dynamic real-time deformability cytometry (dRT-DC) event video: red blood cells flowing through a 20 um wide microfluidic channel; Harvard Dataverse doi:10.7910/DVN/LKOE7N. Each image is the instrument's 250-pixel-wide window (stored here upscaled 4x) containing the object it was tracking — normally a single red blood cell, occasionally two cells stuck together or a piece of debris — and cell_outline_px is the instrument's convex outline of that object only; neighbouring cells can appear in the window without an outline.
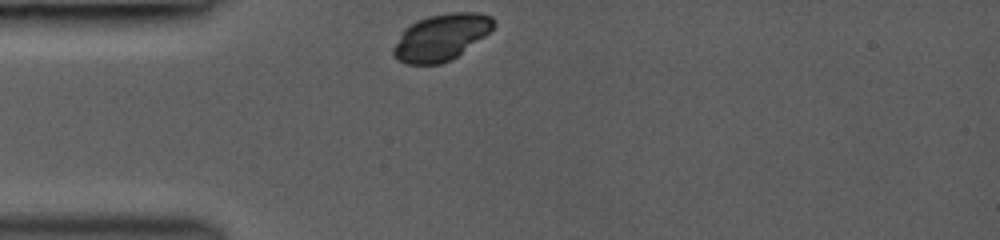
{"species": "common noctule bat (a hibernating species)", "species_latin": "Nyctalus noctula", "temperature_condition": "room temperature", "stored_images_in_passage": 10, "camera_frame_rate_fps": 3000, "um_per_image_px": 0.085, "animal": {"sex": "female", "body_mass_g": 19.0, "forearm_length_mm": 53.3}, "frame": {"image": 1, "passage_image": 1, "time_ms": 0.0, "image_size_px": [1000, 240], "cell_outline_px": [[496, 24], [484, 36], [456, 56], [440, 64], [408, 64], [396, 60], [392, 52], [392, 48], [404, 28], [416, 20], [428, 16], [452, 12], [480, 12], [492, 16]], "centroid_in_image_um": [37.46, 3.15], "position_along_channel_um": 47.5, "area_um2": 27.05}}
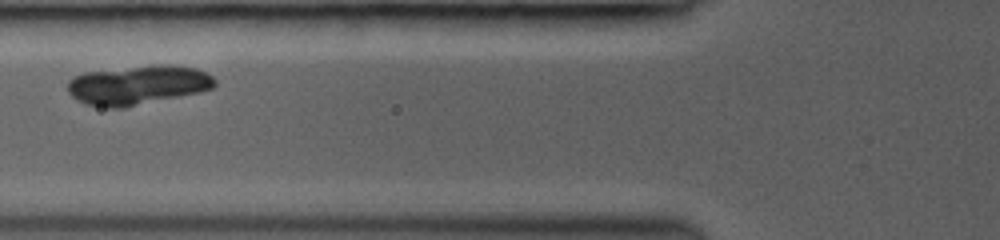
{"frame": {"image": 2, "passage_image": 6, "time_ms": 2.0, "image_size_px": [1000, 240], "cell_outline_px": [[216, 84], [212, 88], [200, 92], [124, 108], [108, 108], [84, 104], [76, 100], [68, 92], [68, 80], [72, 76], [84, 72], [152, 64], [172, 64], [196, 68], [208, 72], [216, 80]], "centroid_in_image_um": [11.71, 7.21], "position_along_channel_um": 114.1, "area_um2": 34.28}}
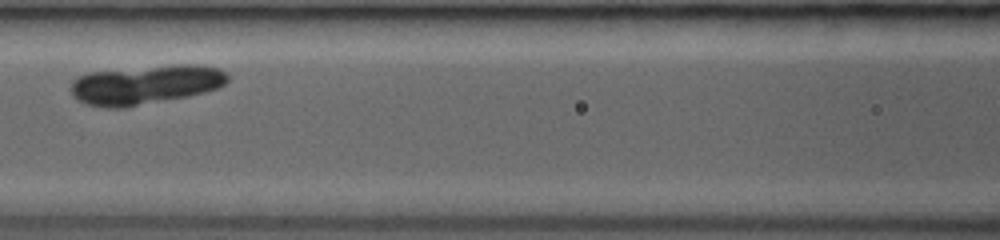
{"frame": {"image": 3, "passage_image": 9, "time_ms": 3.0, "image_size_px": [1000, 240], "cell_outline_px": [[228, 80], [224, 84], [216, 88], [204, 92], [188, 96], [124, 108], [108, 108], [84, 104], [76, 100], [72, 96], [68, 88], [72, 80], [88, 72], [176, 64], [200, 64], [220, 68], [228, 72]], "centroid_in_image_um": [12.34, 7.19], "position_along_channel_um": 154.3, "area_um2": 36.3}}